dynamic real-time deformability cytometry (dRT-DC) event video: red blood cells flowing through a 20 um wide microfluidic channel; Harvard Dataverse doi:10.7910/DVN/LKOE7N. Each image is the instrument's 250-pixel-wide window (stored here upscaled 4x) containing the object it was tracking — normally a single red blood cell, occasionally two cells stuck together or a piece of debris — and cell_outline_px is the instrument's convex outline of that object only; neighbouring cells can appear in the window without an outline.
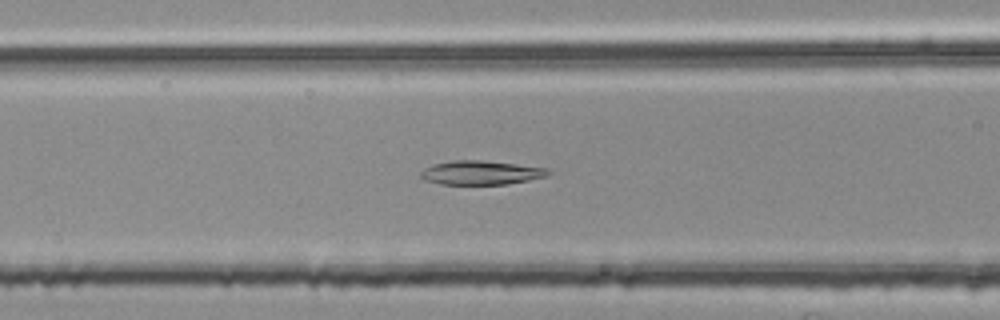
{"species": "common noctule bat (a hibernating species)", "species_latin": "Nyctalus noctula", "temperature_condition": "room temperature", "stored_images_in_passage": 44, "camera_frame_rate_fps": 3000, "um_per_image_px": 0.085, "animal": {"sex": "female", "body_mass_g": 25.1}, "frame": {"image": 1, "passage_image": 12, "time_ms": 3.667, "image_size_px": [1000, 320], "cell_outline_px": [[552, 172], [548, 176], [508, 184], [440, 184], [424, 180], [420, 176], [420, 172], [424, 168], [432, 164], [452, 160], [480, 160], [516, 164], [548, 168]], "centroid_in_image_um": [40.87, 14.67], "position_along_channel_um": 125.7, "area_um2": 17.92}}
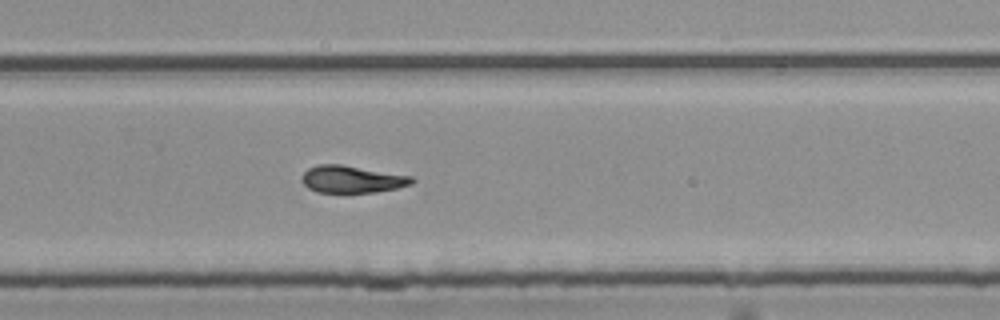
{"frame": {"image": 2, "passage_image": 26, "time_ms": 8.333, "image_size_px": [1000, 320], "cell_outline_px": [[416, 180], [412, 184], [396, 188], [376, 192], [316, 192], [308, 188], [300, 180], [300, 176], [308, 168], [316, 164], [340, 164], [412, 176]], "centroid_in_image_um": [29.88, 15.23], "position_along_channel_um": 299.9, "area_um2": 17.51}}
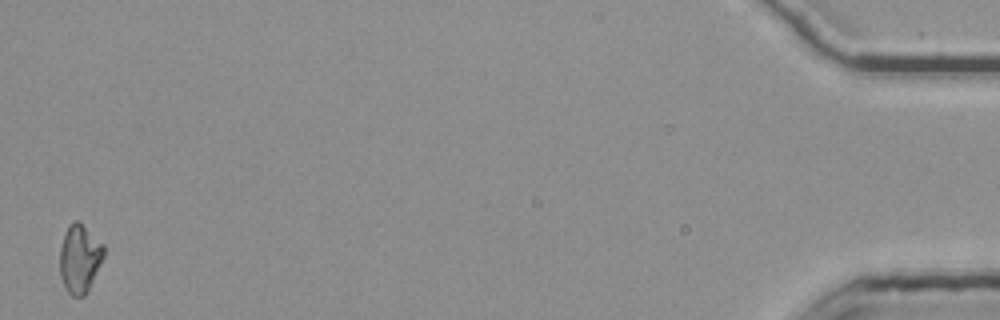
{"frame": {"image": 3, "passage_image": 44, "time_ms": 14.333, "image_size_px": [1000, 320], "cell_outline_px": [[104, 256], [88, 292], [84, 296], [72, 296], [68, 292], [60, 276], [60, 248], [68, 224], [76, 220], [104, 244]], "centroid_in_image_um": [6.78, 22.0], "position_along_channel_um": 428.4, "area_um2": 17.34}}